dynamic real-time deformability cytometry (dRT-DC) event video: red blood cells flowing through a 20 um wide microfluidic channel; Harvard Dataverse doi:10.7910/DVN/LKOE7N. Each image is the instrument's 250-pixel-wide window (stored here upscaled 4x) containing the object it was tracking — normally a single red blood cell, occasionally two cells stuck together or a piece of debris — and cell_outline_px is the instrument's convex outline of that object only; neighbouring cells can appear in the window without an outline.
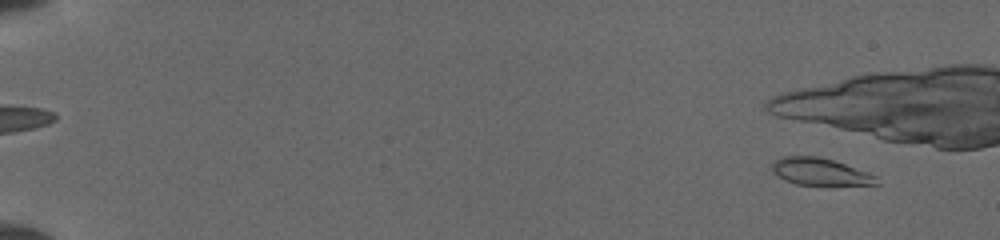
{"species": "common noctule bat (a hibernating species)", "species_latin": "Nyctalus noctula", "temperature_condition": "cold", "stored_images_in_passage": 11, "camera_frame_rate_fps": 3000, "um_per_image_px": 0.085, "animal": {"sex": "female", "body_mass_g": 19.5, "forearm_length_mm": 54.1}, "frame": {"image": 1, "passage_image": 4, "time_ms": 1.0, "image_size_px": [1000, 240], "cell_outline_px": [[880, 184], [796, 184], [784, 180], [772, 172], [772, 164], [776, 160], [784, 156], [816, 156], [832, 160], [844, 164], [876, 176]], "centroid_in_image_um": [69.65, 14.59], "position_along_channel_um": 15.3, "area_um2": 16.01}}